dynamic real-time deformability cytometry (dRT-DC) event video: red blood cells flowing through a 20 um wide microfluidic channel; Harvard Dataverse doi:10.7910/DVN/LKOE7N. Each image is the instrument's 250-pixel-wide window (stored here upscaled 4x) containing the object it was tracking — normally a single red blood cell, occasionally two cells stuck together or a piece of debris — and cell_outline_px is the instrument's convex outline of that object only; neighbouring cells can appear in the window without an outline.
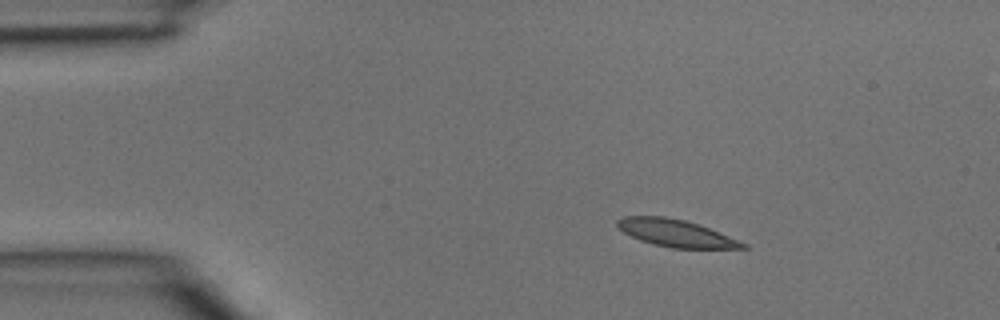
{"species": "common noctule bat (a hibernating species)", "species_latin": "Nyctalus noctula", "temperature_condition": "room temperature", "stored_images_in_passage": 2, "camera_frame_rate_fps": 3000, "um_per_image_px": 0.085, "animal": {"sex": "male", "body_mass_g": 15.6}, "frame": {"image": 1, "passage_image": 1, "time_ms": 0.0, "image_size_px": [1000, 320], "cell_outline_px": [[748, 248], [672, 248], [640, 240], [616, 228], [616, 220], [624, 216], [664, 216], [684, 220], [708, 228], [748, 244]], "centroid_in_image_um": [57.4, 19.81], "position_along_channel_um": 27.6, "area_um2": 19.59}}